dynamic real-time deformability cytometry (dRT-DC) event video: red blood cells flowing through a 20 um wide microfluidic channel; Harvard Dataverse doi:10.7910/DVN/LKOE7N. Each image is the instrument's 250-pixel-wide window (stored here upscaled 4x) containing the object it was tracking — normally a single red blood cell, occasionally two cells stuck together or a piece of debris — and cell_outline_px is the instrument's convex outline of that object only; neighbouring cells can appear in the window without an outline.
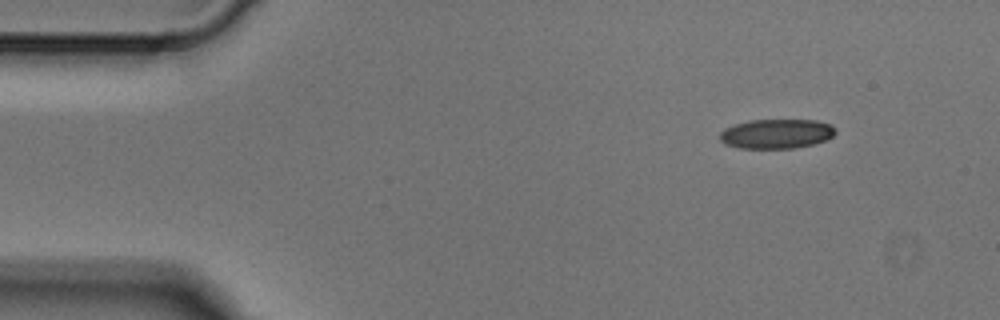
{"species": "Egyptian fruit bat (a non-hibernating species)", "species_latin": "Rousettus aegyptiacus", "temperature_condition": "cold", "stored_images_in_passage": 3, "camera_frame_rate_fps": 3000, "um_per_image_px": 0.085, "animal": {"sex": "male"}, "frame": {"image": 1, "passage_image": 1, "time_ms": 0.0, "image_size_px": [1000, 320], "cell_outline_px": [[836, 132], [832, 136], [824, 140], [812, 144], [796, 148], [740, 148], [724, 144], [720, 140], [720, 132], [724, 128], [748, 120], [816, 120], [832, 124], [836, 128]], "centroid_in_image_um": [66.0, 11.36], "position_along_channel_um": 19.0, "area_um2": 19.94}}